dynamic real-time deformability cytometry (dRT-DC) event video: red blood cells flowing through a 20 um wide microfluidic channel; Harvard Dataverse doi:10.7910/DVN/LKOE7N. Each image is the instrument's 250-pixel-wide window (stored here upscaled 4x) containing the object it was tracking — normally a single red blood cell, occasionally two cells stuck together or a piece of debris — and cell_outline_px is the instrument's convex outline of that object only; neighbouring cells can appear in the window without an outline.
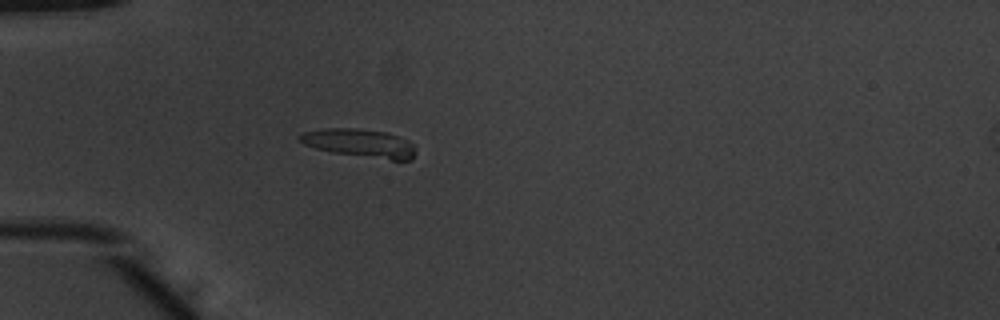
{"species": "common noctule bat (a hibernating species)", "species_latin": "Nyctalus noctula", "temperature_condition": "warm", "stored_images_in_passage": 43, "camera_frame_rate_fps": 3000, "um_per_image_px": 0.085, "animal": {"sex": "male", "body_mass_g": 20.1, "forearm_length_mm": 53.5}, "frame": {"image": 1, "passage_image": 7, "time_ms": 2.0, "image_size_px": [1000, 320], "cell_outline_px": [[416, 152], [412, 160], [392, 160], [332, 152], [316, 148], [304, 144], [296, 136], [304, 132], [324, 128], [360, 128], [388, 132], [408, 140], [416, 148]], "centroid_in_image_um": [30.61, 12.15], "position_along_channel_um": 54.4, "area_um2": 19.25}}